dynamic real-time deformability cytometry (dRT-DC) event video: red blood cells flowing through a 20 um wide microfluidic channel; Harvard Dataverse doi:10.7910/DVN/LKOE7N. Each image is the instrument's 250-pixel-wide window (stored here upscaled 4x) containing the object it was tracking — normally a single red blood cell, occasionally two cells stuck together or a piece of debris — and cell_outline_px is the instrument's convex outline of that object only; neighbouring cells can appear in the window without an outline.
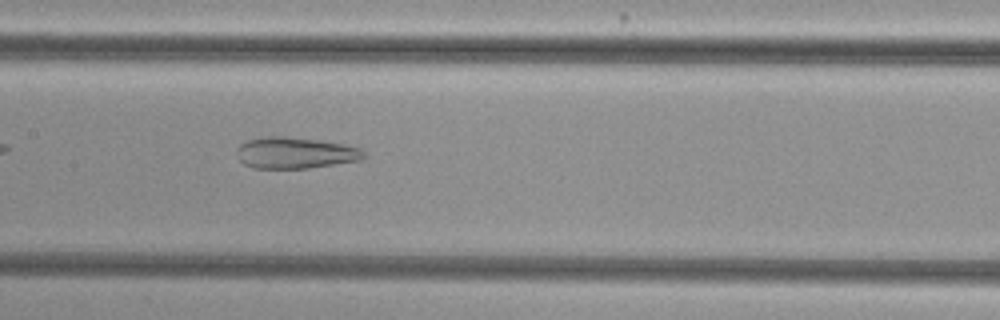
{"species": "common noctule bat (a hibernating species)", "species_latin": "Nyctalus noctula", "temperature_condition": "cold", "stored_images_in_passage": 39, "camera_frame_rate_fps": 3000, "um_per_image_px": 0.085, "animal": {"sex": "female", "body_mass_g": 29.2, "forearm_length_mm": 56.3}, "frame": {"image": 1, "passage_image": 12, "time_ms": 3.667, "image_size_px": [1000, 320], "cell_outline_px": [[364, 160], [308, 168], [252, 168], [244, 164], [236, 156], [236, 148], [240, 144], [248, 140], [268, 136], [284, 136], [316, 140], [344, 144], [360, 148], [364, 152]], "centroid_in_image_um": [25.08, 13.0], "position_along_channel_um": 182.3, "area_um2": 23.24}, "authors_computed_cell_mechanics": {"area_um2": 26.5302, "velocity_mm_per_s": 3.7897, "shape_relaxation_time_tau1_ms": null, "shape_relaxation_time_tau2_ms": 2.3746, "deformation_change_tau1": null, "deformation_change_tau2": 0.1164}}